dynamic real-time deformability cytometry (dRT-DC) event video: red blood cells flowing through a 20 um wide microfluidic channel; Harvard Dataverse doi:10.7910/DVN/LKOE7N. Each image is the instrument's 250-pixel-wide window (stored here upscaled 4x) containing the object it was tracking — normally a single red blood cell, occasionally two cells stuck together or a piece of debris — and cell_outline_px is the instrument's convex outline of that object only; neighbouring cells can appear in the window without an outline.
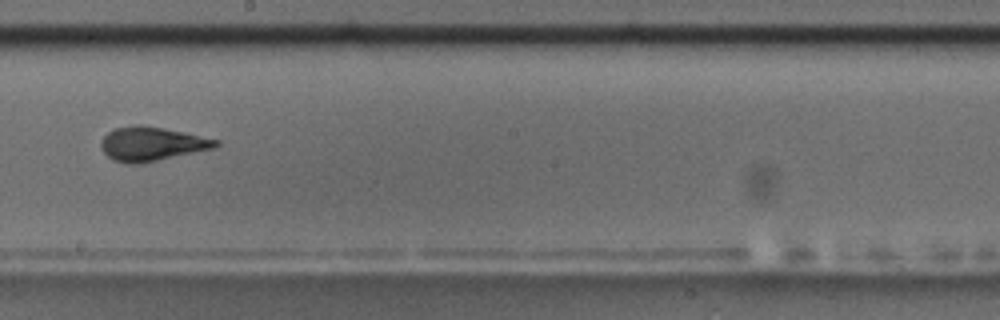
{"species": "common noctule bat (a hibernating species)", "species_latin": "Nyctalus noctula", "temperature_condition": "room temperature", "stored_images_in_passage": 12, "camera_frame_rate_fps": 3000, "um_per_image_px": 0.085, "animal": {"sex": "male", "body_mass_g": 17.5, "forearm_length_mm": 52.3}, "frame": {"image": 1, "passage_image": 6, "time_ms": 5.667, "image_size_px": [1000, 320], "cell_outline_px": [[220, 144], [216, 148], [136, 164], [128, 164], [112, 160], [100, 148], [100, 140], [112, 128], [136, 124], [140, 124], [164, 128], [184, 132], [220, 140]], "centroid_in_image_um": [12.87, 12.21], "position_along_channel_um": 235.3, "area_um2": 22.89}}
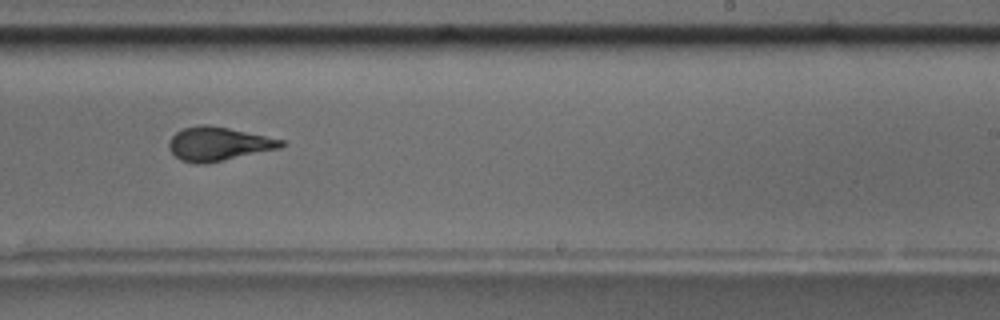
{"frame": {"image": 2, "passage_image": 7, "time_ms": 6.667, "image_size_px": [1000, 320], "cell_outline_px": [[284, 144], [280, 148], [204, 164], [196, 164], [180, 160], [168, 148], [168, 140], [176, 132], [184, 128], [200, 124], [208, 124], [228, 128], [284, 140]], "centroid_in_image_um": [18.51, 12.23], "position_along_channel_um": 270.5, "area_um2": 21.91}, "authors_computed_cell_mechanics": {"area_um2": 21.964, "velocity_mm_per_s": 3.5121, "shape_relaxation_time_tau1_ms": 4.9848, "shape_relaxation_time_tau2_ms": null, "deformation_change_tau1": 0.1329, "deformation_change_tau2": null}}